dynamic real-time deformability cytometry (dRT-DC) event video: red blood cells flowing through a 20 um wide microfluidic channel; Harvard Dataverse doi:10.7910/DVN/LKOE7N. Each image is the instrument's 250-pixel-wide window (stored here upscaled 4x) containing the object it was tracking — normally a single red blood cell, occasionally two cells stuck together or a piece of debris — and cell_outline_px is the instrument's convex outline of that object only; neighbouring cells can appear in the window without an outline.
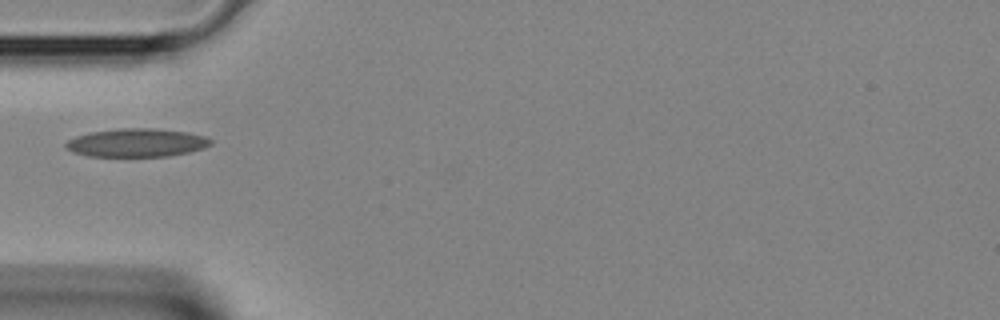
{"species": "Egyptian fruit bat (a non-hibernating species)", "species_latin": "Rousettus aegyptiacus", "temperature_condition": "room temperature", "stored_images_in_passage": 23, "camera_frame_rate_fps": 3000, "um_per_image_px": 0.085, "animal": {"sex": "female"}, "frame": {"image": 1, "passage_image": 1, "time_ms": 0.0, "image_size_px": [1000, 320], "cell_outline_px": [[212, 144], [204, 148], [188, 152], [168, 156], [88, 156], [72, 152], [64, 148], [64, 144], [68, 140], [76, 136], [88, 132], [120, 128], [152, 128], [188, 132], [208, 136], [212, 140]], "centroid_in_image_um": [11.61, 12.12], "position_along_channel_um": 73.4, "area_um2": 24.16}}
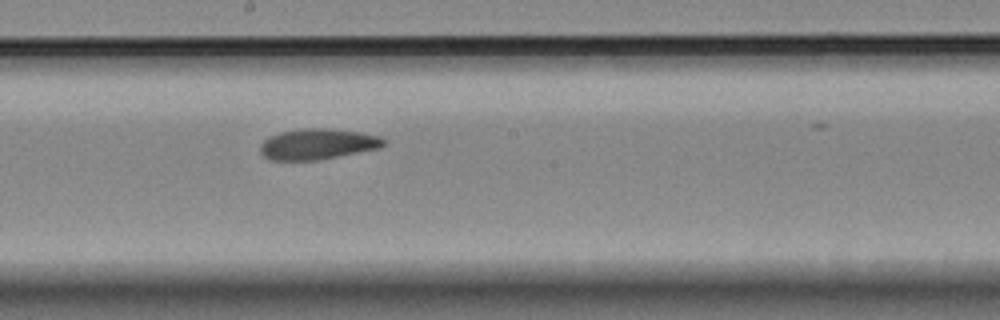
{"frame": {"image": 2, "passage_image": 10, "time_ms": 3.0, "image_size_px": [1000, 320], "cell_outline_px": [[384, 144], [380, 148], [316, 160], [268, 160], [260, 152], [260, 144], [268, 136], [280, 132], [304, 128], [324, 128], [360, 132], [376, 136], [384, 140]], "centroid_in_image_um": [26.93, 12.25], "position_along_channel_um": 221.3, "area_um2": 21.91}}
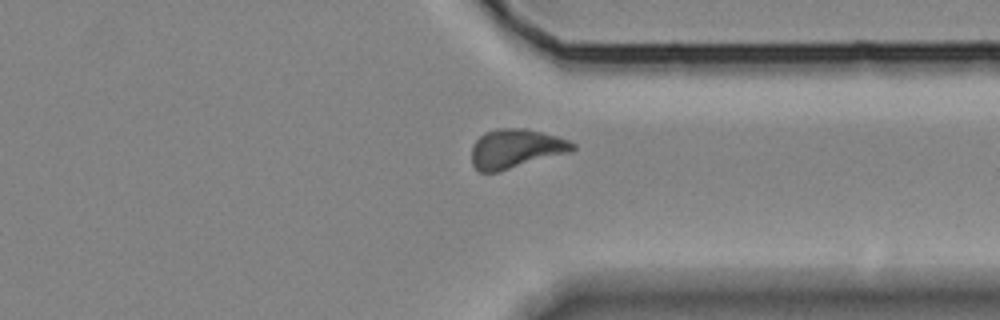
{"frame": {"image": 3, "passage_image": 19, "time_ms": 6.0, "image_size_px": [1000, 320], "cell_outline_px": [[576, 148], [572, 152], [496, 172], [480, 172], [472, 164], [472, 144], [484, 132], [496, 128], [524, 128], [556, 136], [568, 140], [576, 144]], "centroid_in_image_um": [43.84, 12.63], "position_along_channel_um": 367.6, "area_um2": 23.06}}